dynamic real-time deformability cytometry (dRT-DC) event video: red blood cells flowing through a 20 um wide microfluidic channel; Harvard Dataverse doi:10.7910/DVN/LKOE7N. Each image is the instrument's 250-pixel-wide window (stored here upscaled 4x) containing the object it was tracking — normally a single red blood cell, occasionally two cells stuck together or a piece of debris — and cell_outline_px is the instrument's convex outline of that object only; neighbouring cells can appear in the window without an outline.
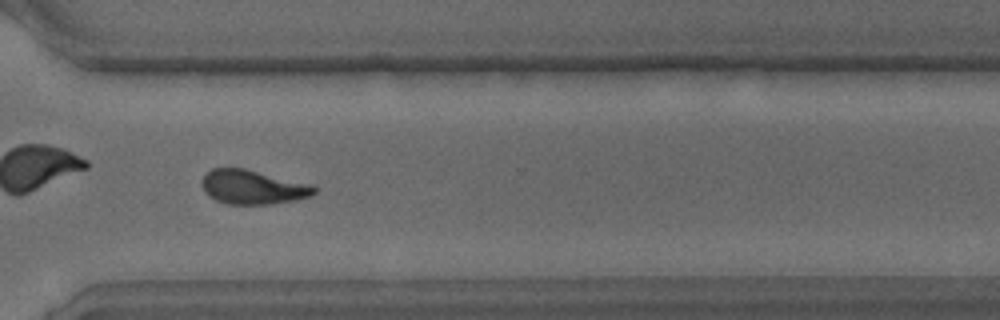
{"species": "common noctule bat (a hibernating species)", "species_latin": "Nyctalus noctula", "temperature_condition": "warm", "stored_images_in_passage": 55, "camera_frame_rate_fps": 3000, "um_per_image_px": 0.085, "animal": {"sex": "male", "body_mass_g": 15.6}, "frame": {"image": 1, "passage_image": 40, "time_ms": 13.0, "image_size_px": [1000, 320], "cell_outline_px": [[316, 192], [312, 196], [296, 200], [272, 204], [228, 204], [216, 200], [208, 196], [204, 192], [204, 176], [212, 168], [244, 168], [312, 184], [316, 188]], "centroid_in_image_um": [21.54, 15.91], "position_along_channel_um": 349.1, "area_um2": 22.31}}
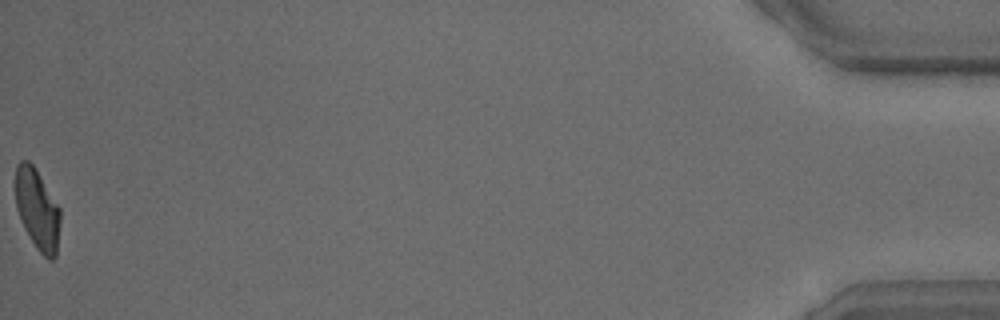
{"frame": {"image": 2, "passage_image": 55, "time_ms": 18.0, "image_size_px": [1000, 320], "cell_outline_px": [[60, 220], [56, 256], [52, 260], [48, 260], [36, 248], [24, 228], [16, 208], [16, 164], [20, 160], [28, 160], [32, 164], [60, 208]], "centroid_in_image_um": [3.17, 17.82], "position_along_channel_um": 432.0, "area_um2": 20.87}, "authors_computed_cell_mechanics": {"area_um2": 22.542, "velocity_mm_per_s": 3.6485, "shape_relaxation_time_tau1_ms": 8.1011, "shape_relaxation_time_tau2_ms": 2.8579, "deformation_change_tau1": 0.2171, "deformation_change_tau2": 0.1027}}